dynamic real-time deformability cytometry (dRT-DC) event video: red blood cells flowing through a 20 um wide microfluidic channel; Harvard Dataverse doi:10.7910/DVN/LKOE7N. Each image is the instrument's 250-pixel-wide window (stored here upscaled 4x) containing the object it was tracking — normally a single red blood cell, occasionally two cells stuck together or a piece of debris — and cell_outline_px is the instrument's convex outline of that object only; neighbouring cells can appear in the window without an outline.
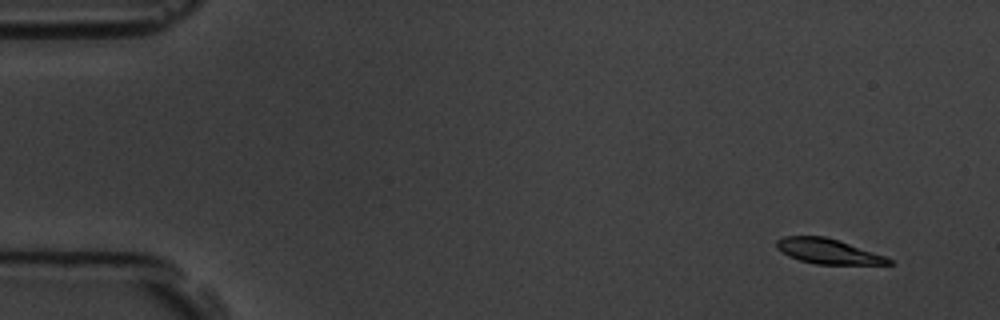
{"species": "common noctule bat (a hibernating species)", "species_latin": "Nyctalus noctula", "temperature_condition": "room temperature", "stored_images_in_passage": 5, "camera_frame_rate_fps": 3000, "um_per_image_px": 0.085, "animal": {"sex": "male", "body_mass_g": 19.5, "forearm_length_mm": 54.6}, "frame": {"image": 1, "passage_image": 1, "time_ms": 0.0, "image_size_px": [1000, 320], "cell_outline_px": [[892, 264], [816, 264], [800, 260], [788, 256], [776, 248], [776, 240], [784, 236], [824, 236], [884, 256], [892, 260]], "centroid_in_image_um": [70.3, 21.36], "position_along_channel_um": 14.7, "area_um2": 15.95}}
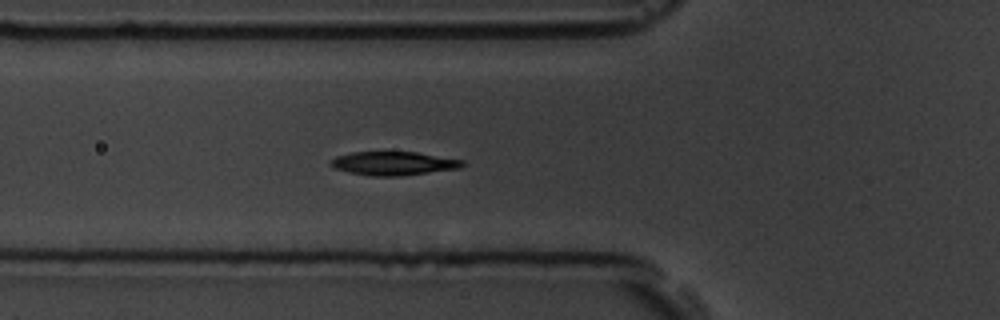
{"frame": {"image": 2, "passage_image": 5, "time_ms": 5.333, "image_size_px": [1000, 320], "cell_outline_px": [[464, 164], [460, 168], [400, 176], [372, 176], [348, 172], [336, 168], [328, 164], [336, 156], [352, 152], [416, 152], [464, 160]], "centroid_in_image_um": [33.45, 13.89], "position_along_channel_um": 92.4, "area_um2": 18.03}}